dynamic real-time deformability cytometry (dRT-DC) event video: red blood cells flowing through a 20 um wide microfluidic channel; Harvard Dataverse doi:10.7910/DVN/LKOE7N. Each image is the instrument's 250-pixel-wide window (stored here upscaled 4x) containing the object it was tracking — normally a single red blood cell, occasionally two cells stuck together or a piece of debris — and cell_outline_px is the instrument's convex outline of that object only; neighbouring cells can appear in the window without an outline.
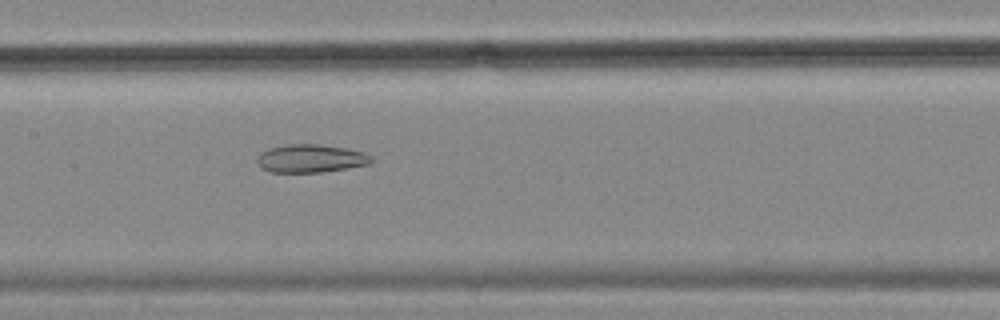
{"species": "common noctule bat (a hibernating species)", "species_latin": "Nyctalus noctula", "temperature_condition": "cold", "stored_images_in_passage": 57, "camera_frame_rate_fps": 3000, "um_per_image_px": 0.085, "animal": {"sex": "female", "body_mass_g": 18.4}, "frame": {"image": 1, "passage_image": 28, "time_ms": 9.0, "image_size_px": [1000, 320], "cell_outline_px": [[372, 164], [348, 168], [320, 172], [272, 172], [260, 168], [256, 164], [256, 160], [260, 152], [268, 148], [288, 144], [320, 144], [344, 148], [364, 152], [372, 156]], "centroid_in_image_um": [26.39, 13.47], "position_along_channel_um": 181.0, "area_um2": 18.9}}
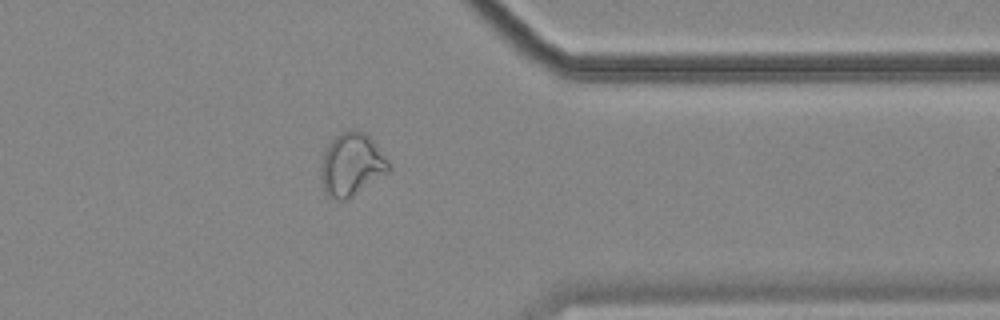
{"frame": {"image": 2, "passage_image": 46, "time_ms": 15.0, "image_size_px": [1000, 320], "cell_outline_px": [[392, 172], [352, 196], [344, 200], [336, 200], [324, 196], [320, 176], [320, 168], [324, 152], [328, 144], [340, 132], [356, 128], [364, 132], [376, 144], [388, 160], [392, 168]], "centroid_in_image_um": [29.89, 14.01], "position_along_channel_um": 381.5, "area_um2": 25.43}}
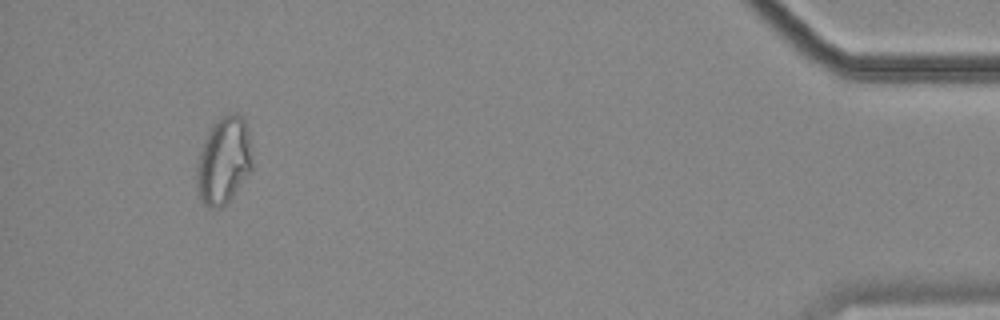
{"frame": {"image": 3, "passage_image": 54, "time_ms": 17.667, "image_size_px": [1000, 320], "cell_outline_px": [[252, 172], [232, 196], [220, 208], [208, 208], [200, 200], [196, 188], [196, 164], [204, 140], [212, 124], [220, 116], [236, 112], [244, 120], [248, 132], [252, 160]], "centroid_in_image_um": [19.0, 13.67], "position_along_channel_um": 416.2, "area_um2": 28.44}, "authors_computed_cell_mechanics": {"area_um2": 26.1256, "velocity_mm_per_s": 3.504, "shape_relaxation_time_tau1_ms": null, "shape_relaxation_time_tau2_ms": 4.2392, "deformation_change_tau1": null, "deformation_change_tau2": 0.1233}}